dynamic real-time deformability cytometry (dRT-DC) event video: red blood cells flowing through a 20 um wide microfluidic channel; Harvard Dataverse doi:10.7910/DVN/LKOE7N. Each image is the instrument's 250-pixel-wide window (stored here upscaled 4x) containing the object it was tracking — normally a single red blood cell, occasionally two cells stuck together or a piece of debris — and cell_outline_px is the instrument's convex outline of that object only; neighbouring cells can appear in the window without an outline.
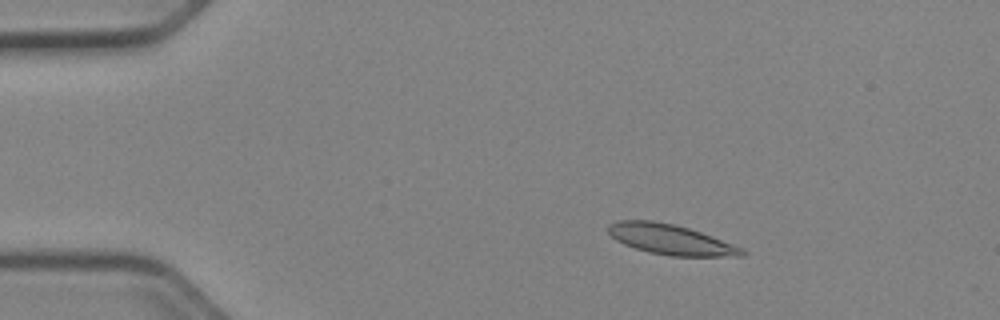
{"species": "Egyptian fruit bat (a non-hibernating species)", "species_latin": "Rousettus aegyptiacus", "temperature_condition": "cold", "stored_images_in_passage": 51, "camera_frame_rate_fps": 3000, "um_per_image_px": 0.085, "animal": {"sex": "female"}, "frame": {"image": 1, "passage_image": 8, "time_ms": 2.333, "image_size_px": [1000, 320], "cell_outline_px": [[744, 256], [672, 256], [648, 252], [624, 244], [616, 240], [608, 232], [608, 224], [620, 220], [652, 220], [672, 224], [688, 228], [712, 236], [744, 248]], "centroid_in_image_um": [56.99, 20.35], "position_along_channel_um": 28.0, "area_um2": 23.35}}
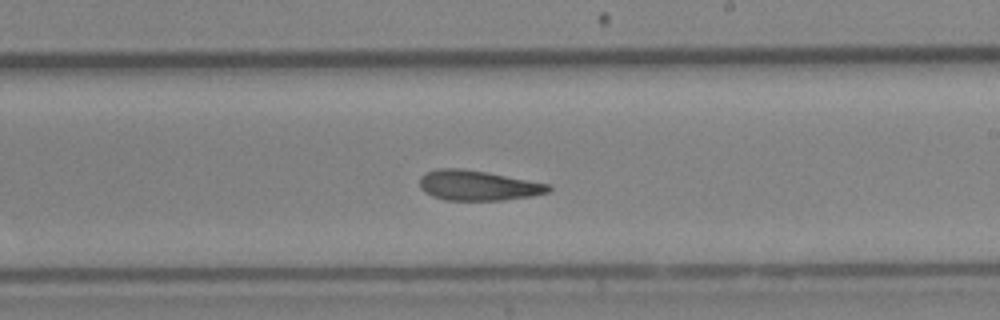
{"frame": {"image": 2, "passage_image": 30, "time_ms": 9.667, "image_size_px": [1000, 320], "cell_outline_px": [[552, 188], [548, 192], [532, 196], [504, 200], [444, 200], [432, 196], [424, 192], [420, 188], [420, 176], [424, 172], [440, 168], [460, 168], [484, 172], [552, 184]], "centroid_in_image_um": [40.61, 15.77], "position_along_channel_um": 248.4, "area_um2": 22.66}}
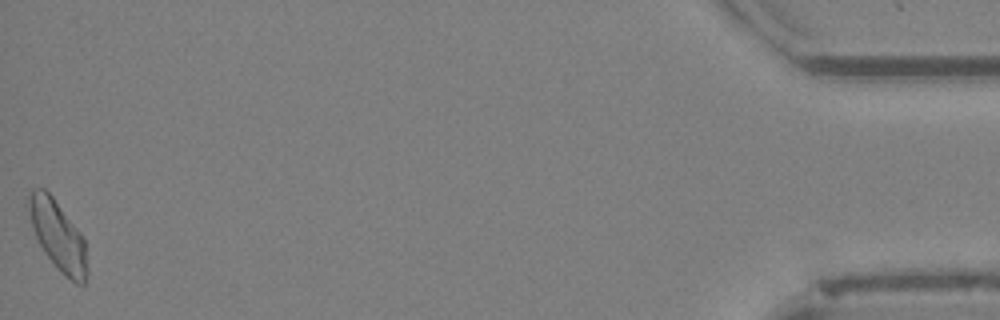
{"frame": {"image": 3, "passage_image": 51, "time_ms": 16.667, "image_size_px": [1000, 320], "cell_outline_px": [[88, 272], [84, 284], [76, 284], [64, 276], [44, 252], [32, 228], [24, 204], [32, 188], [44, 188], [52, 196], [80, 232], [84, 240], [88, 268]], "centroid_in_image_um": [4.89, 20.0], "position_along_channel_um": 430.3, "area_um2": 23.99}, "authors_computed_cell_mechanics": {"area_um2": 22.831, "velocity_mm_per_s": 3.9289, "shape_relaxation_time_tau1_ms": 10.9888, "shape_relaxation_time_tau2_ms": 3.0378, "deformation_change_tau1": 0.2013, "deformation_change_tau2": 0.1081}}